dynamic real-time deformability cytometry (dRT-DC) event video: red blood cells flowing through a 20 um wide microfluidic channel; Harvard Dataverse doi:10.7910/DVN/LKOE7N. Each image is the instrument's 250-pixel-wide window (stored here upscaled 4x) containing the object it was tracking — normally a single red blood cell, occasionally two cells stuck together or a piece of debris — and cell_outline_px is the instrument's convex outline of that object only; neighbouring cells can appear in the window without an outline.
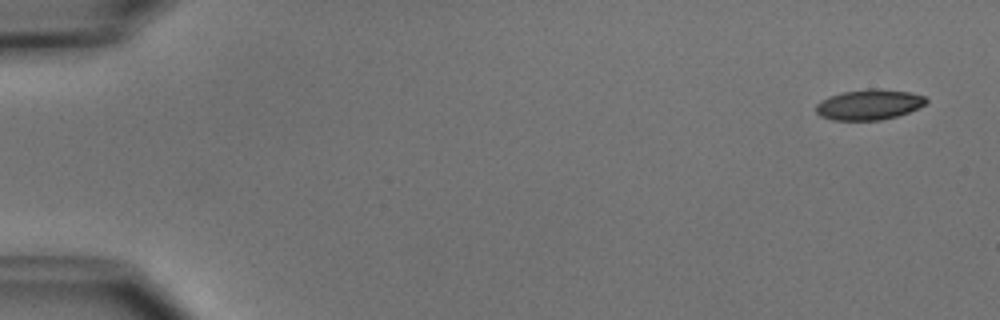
{"species": "common noctule bat (a hibernating species)", "species_latin": "Nyctalus noctula", "temperature_condition": "cold", "stored_images_in_passage": 5, "camera_frame_rate_fps": 3000, "um_per_image_px": 0.085, "animal": {"sex": "male", "body_mass_g": 15.6}, "frame": {"image": 1, "passage_image": 1, "time_ms": 0.0, "image_size_px": [1000, 320], "cell_outline_px": [[928, 100], [924, 104], [908, 112], [896, 116], [880, 120], [832, 120], [820, 116], [816, 112], [816, 104], [820, 100], [828, 96], [840, 92], [868, 88], [872, 88], [908, 92], [924, 96]], "centroid_in_image_um": [73.8, 8.88], "position_along_channel_um": 11.2, "area_um2": 19.48}}
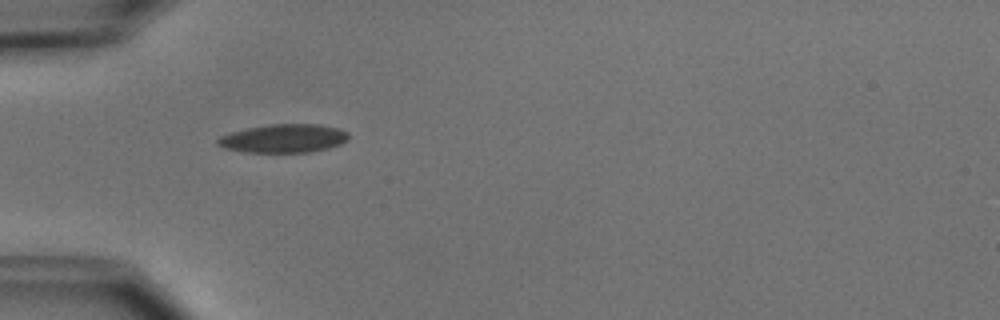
{"frame": {"image": 2, "passage_image": 4, "time_ms": 4.667, "image_size_px": [1000, 320], "cell_outline_px": [[348, 140], [340, 144], [328, 148], [308, 152], [244, 152], [224, 148], [216, 144], [216, 140], [220, 136], [232, 132], [248, 128], [272, 124], [316, 124], [336, 128], [348, 132]], "centroid_in_image_um": [24.09, 11.77], "position_along_channel_um": 60.9, "area_um2": 21.56}}